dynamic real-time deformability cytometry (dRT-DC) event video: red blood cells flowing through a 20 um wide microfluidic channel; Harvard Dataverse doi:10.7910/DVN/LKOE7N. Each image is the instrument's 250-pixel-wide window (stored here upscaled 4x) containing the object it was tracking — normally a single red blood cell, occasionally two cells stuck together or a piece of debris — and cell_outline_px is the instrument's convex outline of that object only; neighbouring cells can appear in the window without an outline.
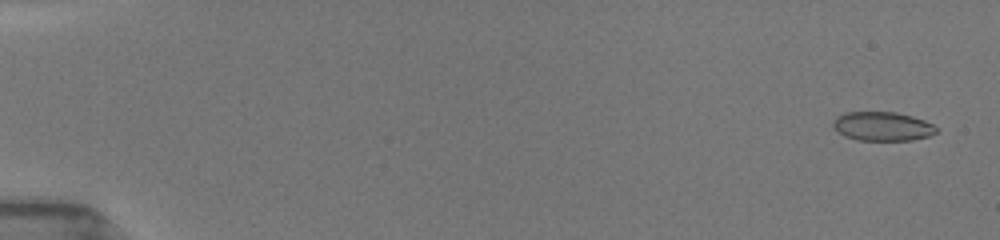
{"species": "common noctule bat (a hibernating species)", "species_latin": "Nyctalus noctula", "temperature_condition": "room temperature", "stored_images_in_passage": 23, "camera_frame_rate_fps": 3000, "um_per_image_px": 0.085, "animal": {"sex": "female", "body_mass_g": 19.5, "forearm_length_mm": 54.1}, "frame": {"image": 1, "passage_image": 3, "time_ms": 0.667, "image_size_px": [1000, 240], "cell_outline_px": [[936, 132], [928, 136], [912, 140], [856, 140], [844, 136], [832, 128], [832, 120], [836, 116], [844, 112], [896, 112], [912, 116], [924, 120], [932, 124], [936, 128]], "centroid_in_image_um": [74.94, 10.73], "position_along_channel_um": 10.1, "area_um2": 17.57}}
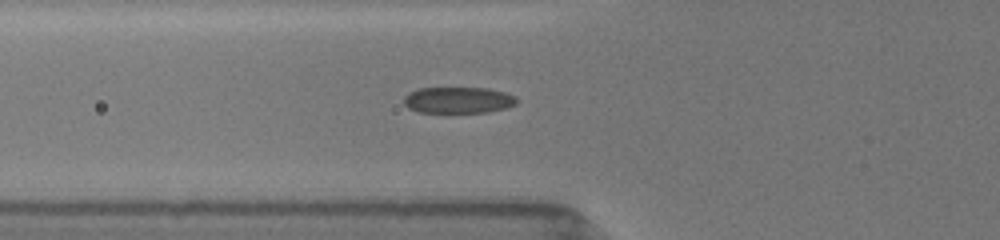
{"frame": {"image": 2, "passage_image": 20, "time_ms": 6.667, "image_size_px": [1000, 240], "cell_outline_px": [[516, 104], [504, 108], [488, 112], [420, 112], [408, 108], [404, 104], [404, 96], [408, 92], [420, 88], [488, 88], [504, 92], [516, 96]], "centroid_in_image_um": [38.93, 8.5], "position_along_channel_um": 86.9, "area_um2": 17.22}}
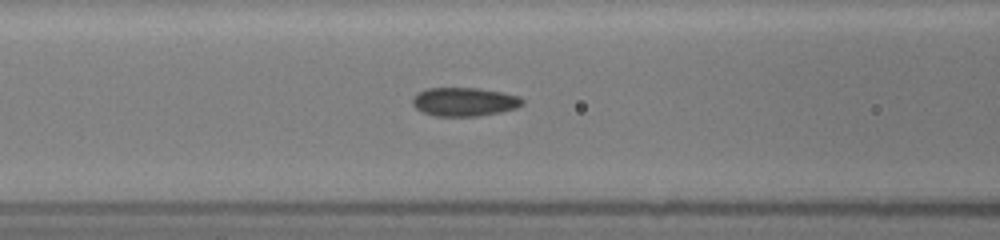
{"frame": {"image": 3, "passage_image": 23, "time_ms": 7.667, "image_size_px": [1000, 240], "cell_outline_px": [[524, 104], [516, 108], [500, 112], [476, 116], [436, 116], [424, 112], [416, 108], [412, 104], [412, 100], [416, 92], [428, 88], [480, 88], [520, 96], [524, 100]], "centroid_in_image_um": [39.47, 8.64], "position_along_channel_um": 127.1, "area_um2": 18.38}}